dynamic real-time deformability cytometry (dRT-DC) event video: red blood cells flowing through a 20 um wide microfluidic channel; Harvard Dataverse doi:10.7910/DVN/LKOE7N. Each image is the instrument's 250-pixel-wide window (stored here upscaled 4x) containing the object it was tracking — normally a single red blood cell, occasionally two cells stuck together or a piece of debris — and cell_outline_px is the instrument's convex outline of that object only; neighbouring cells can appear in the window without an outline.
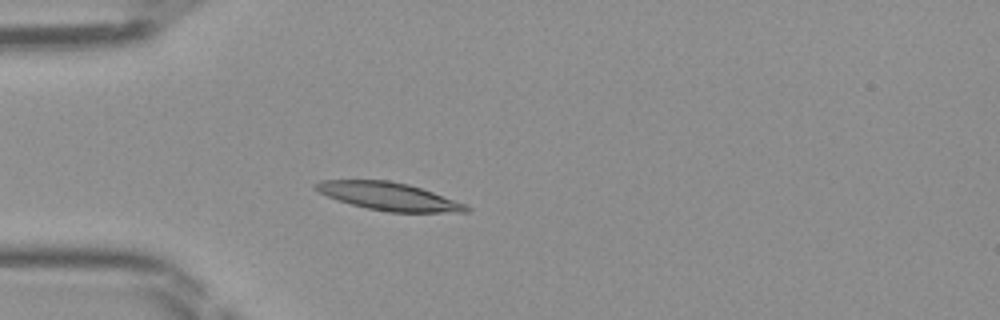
{"species": "Egyptian fruit bat (a non-hibernating species)", "species_latin": "Rousettus aegyptiacus", "temperature_condition": "room temperature", "stored_images_in_passage": 35, "camera_frame_rate_fps": 3000, "um_per_image_px": 0.085, "frame": {"image": 1, "passage_image": 1, "time_ms": 0.0, "image_size_px": [1000, 320], "cell_outline_px": [[472, 208], [468, 212], [388, 212], [368, 208], [352, 204], [328, 196], [312, 188], [312, 184], [320, 180], [388, 180], [408, 184], [468, 204]], "centroid_in_image_um": [33.07, 16.69], "position_along_channel_um": 51.9, "area_um2": 24.33}}
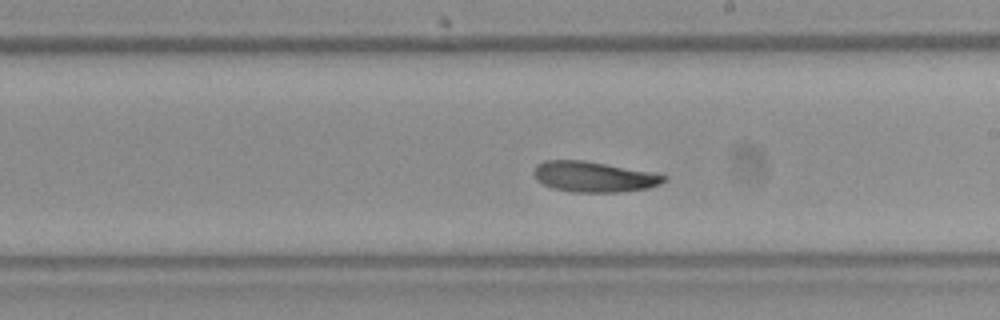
{"frame": {"image": 2, "passage_image": 15, "time_ms": 4.667, "image_size_px": [1000, 320], "cell_outline_px": [[668, 176], [660, 184], [648, 188], [616, 192], [572, 192], [552, 188], [536, 180], [532, 172], [536, 164], [544, 160], [584, 160], [648, 172]], "centroid_in_image_um": [50.39, 15.02], "position_along_channel_um": 238.6, "area_um2": 22.95}}
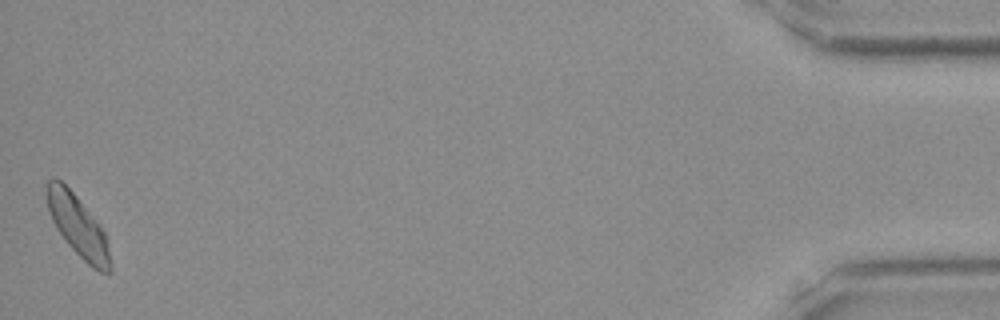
{"frame": {"image": 3, "passage_image": 35, "time_ms": 11.333, "image_size_px": [1000, 320], "cell_outline_px": [[112, 272], [108, 276], [92, 268], [68, 244], [56, 228], [52, 220], [48, 208], [44, 184], [52, 176], [56, 176], [76, 196], [100, 224], [104, 232], [112, 264]], "centroid_in_image_um": [6.62, 19.21], "position_along_channel_um": 428.6, "area_um2": 22.83}}